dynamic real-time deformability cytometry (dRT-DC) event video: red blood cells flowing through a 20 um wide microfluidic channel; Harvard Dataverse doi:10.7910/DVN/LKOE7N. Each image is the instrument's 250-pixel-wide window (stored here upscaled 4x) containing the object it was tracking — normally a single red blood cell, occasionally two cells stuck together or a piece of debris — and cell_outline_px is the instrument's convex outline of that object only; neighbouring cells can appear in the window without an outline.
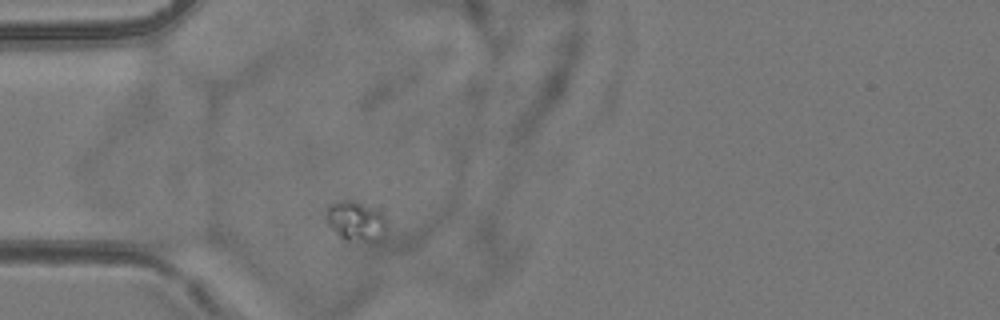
{"species": "common noctule bat (a hibernating species)", "species_latin": "Nyctalus noctula", "temperature_condition": "room temperature", "stored_images_in_passage": 1, "camera_frame_rate_fps": 3000, "um_per_image_px": 0.085, "animal": {"sex": "female", "body_mass_g": 24.6, "forearm_length_mm": 56.2}, "frame": {"image": 1, "passage_image": 1, "time_ms": 0.0, "image_size_px": [1000, 320], "cell_outline_px": [[384, 228], [380, 240], [372, 244], [368, 244], [344, 240], [328, 224], [324, 216], [328, 208], [332, 204], [344, 200], [352, 200], [380, 212], [384, 220]], "centroid_in_image_um": [30.22, 18.86], "position_along_channel_um": 54.8, "area_um2": 13.87}}